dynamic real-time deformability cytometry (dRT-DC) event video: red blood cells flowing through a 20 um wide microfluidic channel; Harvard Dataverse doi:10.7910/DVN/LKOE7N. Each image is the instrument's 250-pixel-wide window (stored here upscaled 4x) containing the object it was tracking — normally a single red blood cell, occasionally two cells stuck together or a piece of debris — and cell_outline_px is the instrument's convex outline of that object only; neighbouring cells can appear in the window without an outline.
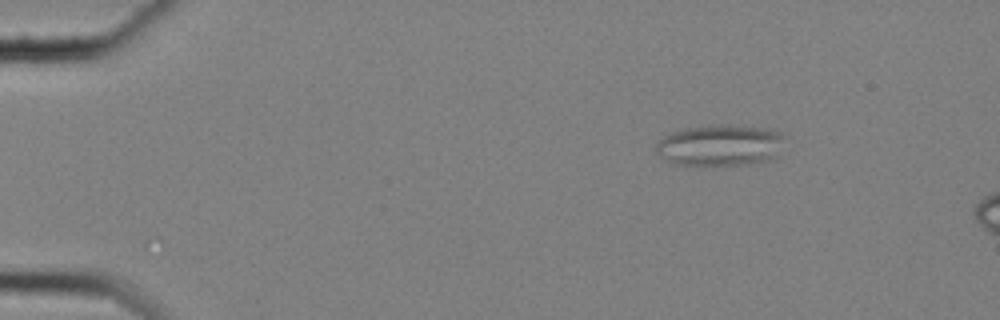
{"species": "common noctule bat (a hibernating species)", "species_latin": "Nyctalus noctula", "temperature_condition": "cold", "stored_images_in_passage": 8, "camera_frame_rate_fps": 3000, "um_per_image_px": 0.085, "animal": {"sex": "female", "body_mass_g": 25.1}, "frame": {"image": 1, "passage_image": 1, "time_ms": 0.0, "image_size_px": [1000, 320], "cell_outline_px": [[784, 136], [776, 160], [744, 164], [676, 164], [664, 160], [656, 152], [656, 144], [664, 136], [672, 132], [684, 128], [716, 124], [728, 124], [768, 128], [780, 132]], "centroid_in_image_um": [61.24, 12.33], "position_along_channel_um": 23.8, "area_um2": 31.1}}